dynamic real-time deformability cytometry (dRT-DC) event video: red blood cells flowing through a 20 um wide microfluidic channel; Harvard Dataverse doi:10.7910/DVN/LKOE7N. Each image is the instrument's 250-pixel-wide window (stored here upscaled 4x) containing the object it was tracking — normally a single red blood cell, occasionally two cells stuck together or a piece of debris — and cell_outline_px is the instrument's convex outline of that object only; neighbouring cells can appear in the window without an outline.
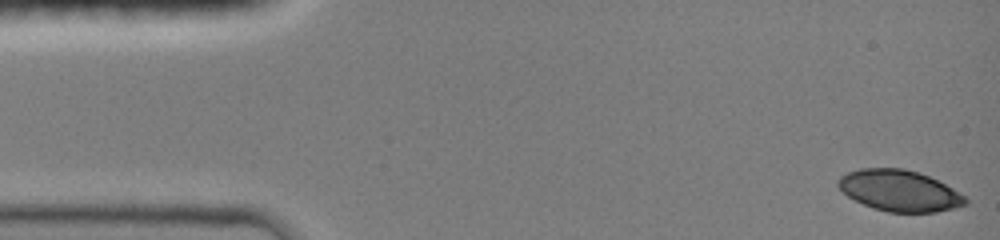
{"species": "common noctule bat (a hibernating species)", "species_latin": "Nyctalus noctula", "temperature_condition": "room temperature", "stored_images_in_passage": 8, "camera_frame_rate_fps": 3000, "um_per_image_px": 0.085, "animal": {"sex": "female", "body_mass_g": 19.0, "forearm_length_mm": 51.5}, "frame": {"image": 1, "passage_image": 1, "time_ms": 0.0, "image_size_px": [1000, 240], "cell_outline_px": [[968, 204], [936, 212], [888, 212], [872, 208], [848, 196], [836, 184], [836, 180], [840, 176], [848, 172], [860, 168], [904, 168], [920, 172], [952, 188], [964, 196], [968, 200]], "centroid_in_image_um": [76.43, 16.2], "position_along_channel_um": 8.6, "area_um2": 30.4}}
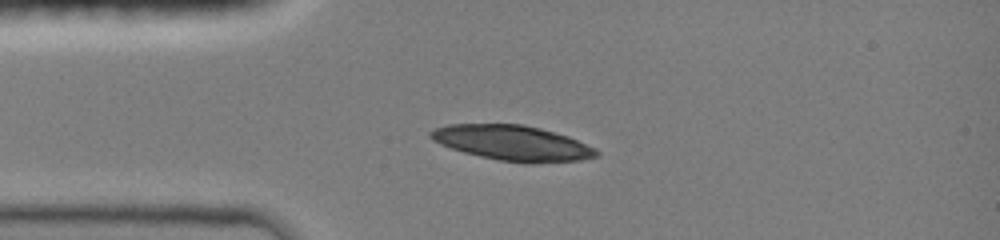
{"frame": {"image": 2, "passage_image": 7, "time_ms": 2.0, "image_size_px": [1000, 240], "cell_outline_px": [[600, 156], [580, 160], [532, 164], [524, 164], [500, 160], [480, 156], [464, 152], [440, 144], [432, 140], [428, 136], [428, 132], [436, 128], [448, 124], [524, 124], [540, 128], [568, 136], [596, 148], [600, 152]], "centroid_in_image_um": [43.59, 12.16], "position_along_channel_um": 41.4, "area_um2": 34.22}}